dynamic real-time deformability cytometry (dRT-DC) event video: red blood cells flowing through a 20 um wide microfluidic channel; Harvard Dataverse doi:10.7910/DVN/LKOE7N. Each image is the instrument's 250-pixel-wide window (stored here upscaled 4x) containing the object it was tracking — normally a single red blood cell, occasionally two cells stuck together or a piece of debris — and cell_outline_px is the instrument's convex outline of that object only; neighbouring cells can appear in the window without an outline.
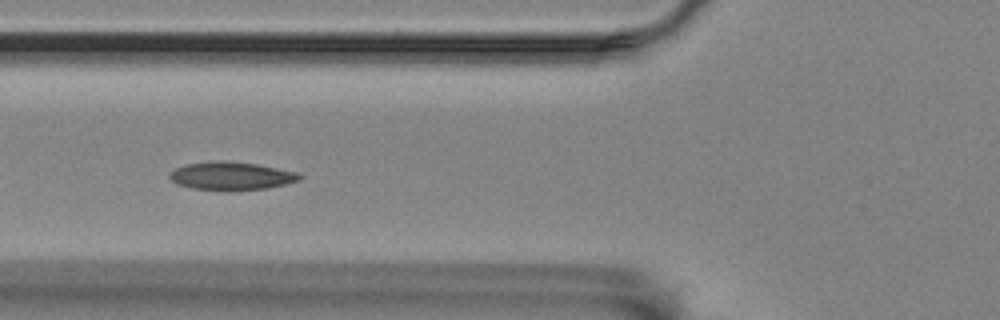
{"species": "Egyptian fruit bat (a non-hibernating species)", "species_latin": "Rousettus aegyptiacus", "temperature_condition": "room temperature", "stored_images_in_passage": 8, "camera_frame_rate_fps": 3000, "um_per_image_px": 0.085, "animal": {"sex": "female"}, "frame": {"image": 1, "passage_image": 5, "time_ms": 4.667, "image_size_px": [1000, 320], "cell_outline_px": [[304, 176], [300, 180], [268, 188], [228, 192], [192, 188], [176, 184], [168, 176], [176, 168], [184, 164], [212, 160], [228, 160], [256, 164], [296, 172]], "centroid_in_image_um": [19.64, 14.96], "position_along_channel_um": 106.2, "area_um2": 21.73}}
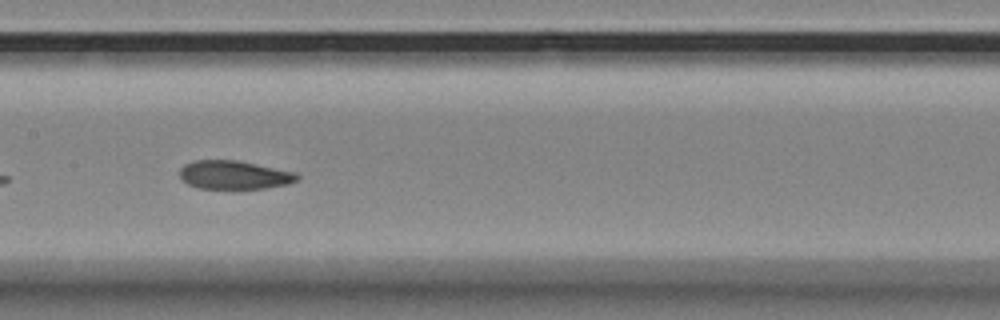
{"frame": {"image": 2, "passage_image": 7, "time_ms": 7.0, "image_size_px": [1000, 320], "cell_outline_px": [[300, 176], [296, 180], [288, 184], [264, 188], [200, 188], [188, 184], [180, 180], [180, 168], [184, 164], [196, 160], [236, 160], [296, 172]], "centroid_in_image_um": [19.88, 14.86], "position_along_channel_um": 187.5, "area_um2": 19.42}}
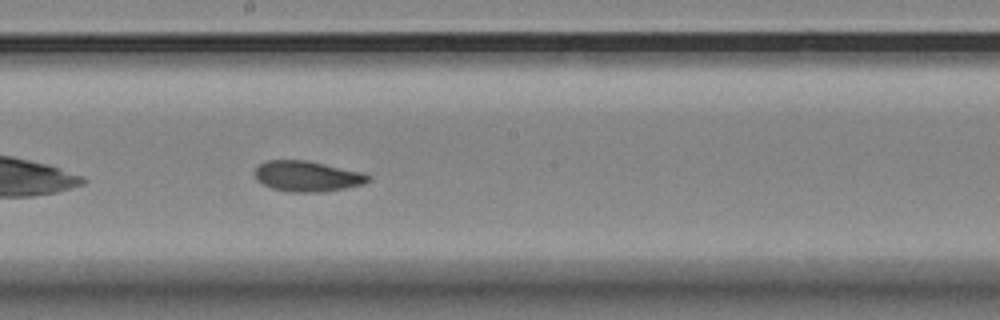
{"frame": {"image": 3, "passage_image": 8, "time_ms": 8.0, "image_size_px": [1000, 320], "cell_outline_px": [[372, 180], [364, 184], [324, 192], [288, 192], [272, 188], [256, 180], [252, 172], [264, 160], [308, 160], [364, 172], [372, 176]], "centroid_in_image_um": [26.13, 14.97], "position_along_channel_um": 222.1, "area_um2": 20.63}}